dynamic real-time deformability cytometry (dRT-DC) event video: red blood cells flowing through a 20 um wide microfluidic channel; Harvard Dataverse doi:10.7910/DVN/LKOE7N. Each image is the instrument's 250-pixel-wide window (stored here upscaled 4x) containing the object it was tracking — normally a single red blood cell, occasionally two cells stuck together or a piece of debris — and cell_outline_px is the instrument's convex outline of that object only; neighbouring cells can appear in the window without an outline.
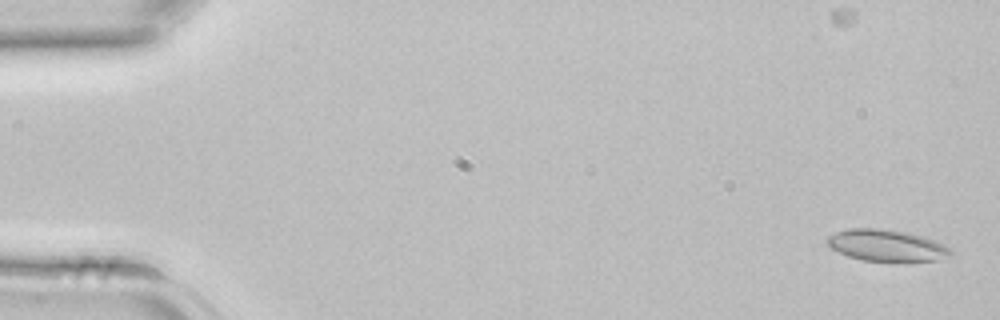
{"species": "common noctule bat (a hibernating species)", "species_latin": "Nyctalus noctula", "temperature_condition": "room temperature", "stored_images_in_passage": 44, "camera_frame_rate_fps": 3000, "um_per_image_px": 0.085, "animal": {"sex": "female", "body_mass_g": 22.7, "forearm_length_mm": 54.2}, "frame": {"image": 1, "passage_image": 2, "time_ms": 0.333, "image_size_px": [1000, 320], "cell_outline_px": [[952, 256], [936, 260], [904, 264], [892, 264], [860, 260], [848, 256], [832, 248], [828, 244], [828, 236], [836, 232], [848, 228], [880, 228], [904, 232], [924, 236], [936, 240], [944, 244], [952, 252]], "centroid_in_image_um": [75.43, 20.92], "position_along_channel_um": 9.6, "area_um2": 23.64}}
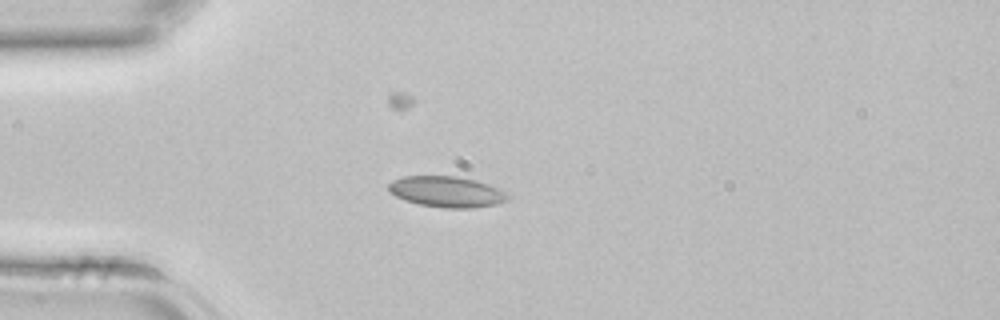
{"frame": {"image": 2, "passage_image": 12, "time_ms": 3.667, "image_size_px": [1000, 320], "cell_outline_px": [[508, 200], [496, 204], [472, 208], [444, 208], [420, 204], [404, 200], [388, 192], [388, 184], [392, 180], [404, 176], [456, 176], [476, 180], [496, 188], [504, 192], [508, 196]], "centroid_in_image_um": [37.91, 16.3], "position_along_channel_um": 47.1, "area_um2": 21.33}}
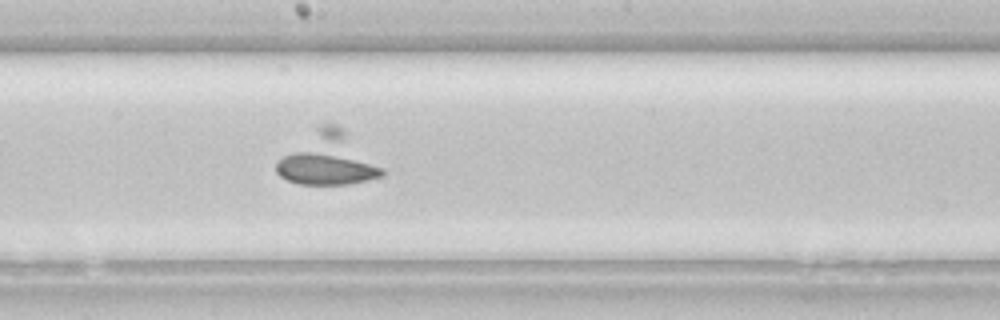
{"frame": {"image": 3, "passage_image": 24, "time_ms": 7.667, "image_size_px": [1000, 320], "cell_outline_px": [[384, 176], [348, 184], [300, 184], [288, 180], [280, 176], [276, 172], [276, 160], [320, 124], [336, 124], [384, 168]], "centroid_in_image_um": [27.86, 13.55], "position_along_channel_um": 220.3, "area_um2": 31.62}}